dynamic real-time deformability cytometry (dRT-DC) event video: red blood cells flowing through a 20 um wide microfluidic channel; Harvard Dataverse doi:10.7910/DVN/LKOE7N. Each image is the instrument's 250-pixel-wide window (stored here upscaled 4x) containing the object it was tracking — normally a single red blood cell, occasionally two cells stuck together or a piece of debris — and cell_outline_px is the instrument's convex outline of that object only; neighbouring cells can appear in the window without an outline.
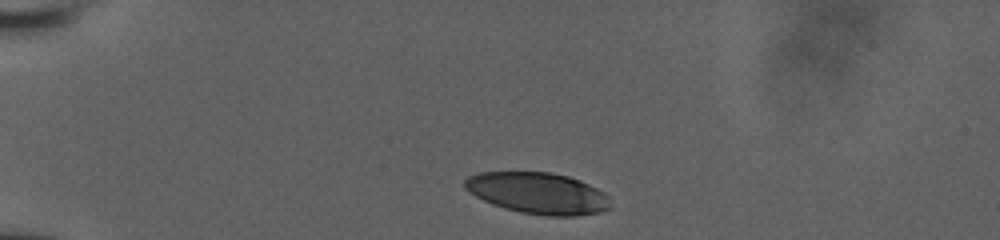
{"species": "human", "species_latin": "Homo sapiens", "temperature_condition": "room temperature", "stored_images_in_passage": 7, "camera_frame_rate_fps": 3000, "um_per_image_px": 0.085, "donor": {"sex": "male"}, "frame": {"image": 1, "passage_image": 1, "time_ms": 0.0, "image_size_px": [1000, 240], "cell_outline_px": [[612, 208], [600, 212], [576, 216], [548, 216], [520, 212], [504, 208], [492, 204], [468, 192], [464, 188], [464, 180], [468, 176], [480, 172], [552, 172], [568, 176], [580, 180], [604, 192], [608, 196]], "centroid_in_image_um": [45.73, 16.42], "position_along_channel_um": 39.3, "area_um2": 35.32}}
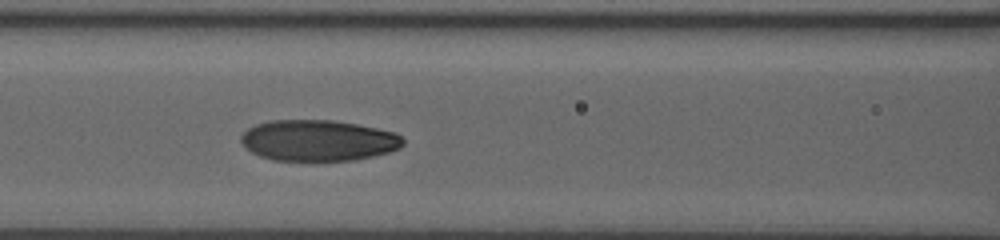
{"frame": {"image": 2, "passage_image": 5, "time_ms": 4.0, "image_size_px": [1000, 240], "cell_outline_px": [[404, 144], [400, 148], [388, 152], [372, 156], [352, 160], [272, 160], [260, 156], [244, 148], [240, 140], [240, 136], [248, 128], [256, 124], [268, 120], [332, 120], [356, 124], [396, 132], [404, 140]], "centroid_in_image_um": [27.02, 11.93], "position_along_channel_um": 139.6, "area_um2": 38.78}}
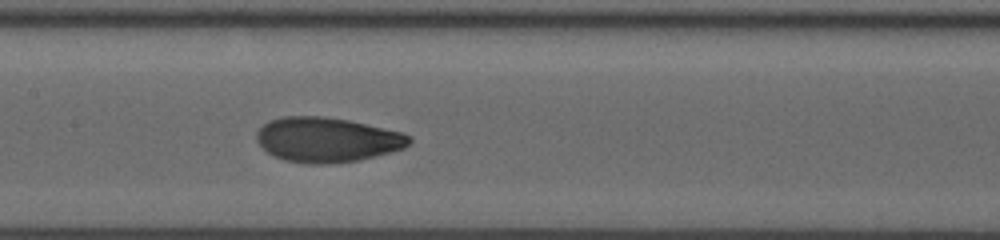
{"frame": {"image": 3, "passage_image": 7, "time_ms": 5.0, "image_size_px": [1000, 240], "cell_outline_px": [[412, 144], [404, 148], [360, 160], [328, 164], [304, 164], [284, 160], [268, 152], [256, 140], [256, 132], [268, 120], [284, 116], [324, 116], [348, 120], [404, 132], [412, 136]], "centroid_in_image_um": [27.83, 11.87], "position_along_channel_um": 179.6, "area_um2": 40.11}}